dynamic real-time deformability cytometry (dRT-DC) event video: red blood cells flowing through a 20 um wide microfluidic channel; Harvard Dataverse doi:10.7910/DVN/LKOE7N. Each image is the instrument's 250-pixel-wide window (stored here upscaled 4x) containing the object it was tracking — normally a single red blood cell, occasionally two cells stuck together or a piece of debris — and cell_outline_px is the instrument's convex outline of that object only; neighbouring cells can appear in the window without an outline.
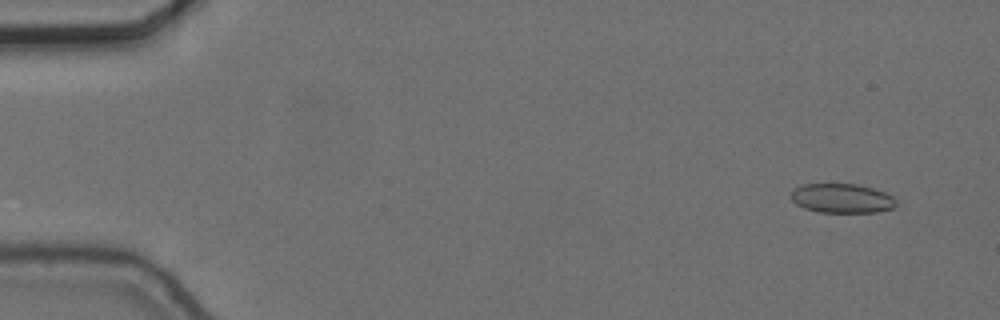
{"species": "common noctule bat (a hibernating species)", "species_latin": "Nyctalus noctula", "temperature_condition": "cold", "stored_images_in_passage": 56, "camera_frame_rate_fps": 3000, "um_per_image_px": 0.085, "animal": {"sex": "female", "body_mass_g": 24.6, "forearm_length_mm": 56.2}, "frame": {"image": 1, "passage_image": 4, "time_ms": 1.0, "image_size_px": [1000, 320], "cell_outline_px": [[896, 204], [892, 208], [876, 212], [820, 212], [804, 208], [796, 204], [788, 196], [792, 188], [804, 184], [856, 184], [872, 188], [884, 192], [892, 196], [896, 200]], "centroid_in_image_um": [71.5, 16.85], "position_along_channel_um": 13.5, "area_um2": 18.03}}
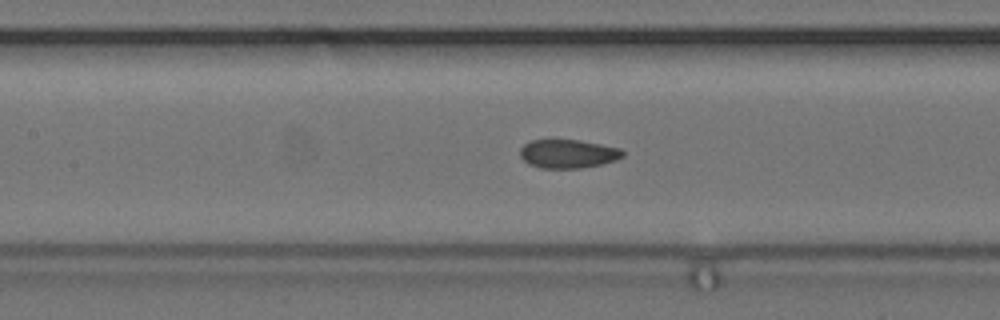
{"frame": {"image": 2, "passage_image": 26, "time_ms": 8.333, "image_size_px": [1000, 320], "cell_outline_px": [[624, 156], [616, 160], [600, 164], [580, 168], [540, 168], [528, 164], [520, 156], [520, 148], [524, 144], [532, 140], [580, 140], [620, 148], [624, 152]], "centroid_in_image_um": [48.27, 13.07], "position_along_channel_um": 159.1, "area_um2": 17.11}}
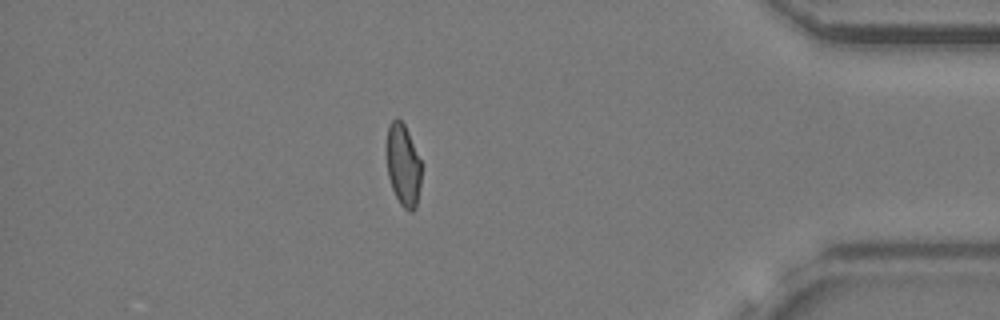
{"frame": {"image": 3, "passage_image": 49, "time_ms": 16.0, "image_size_px": [1000, 320], "cell_outline_px": [[420, 184], [416, 208], [412, 212], [408, 212], [400, 204], [392, 188], [388, 176], [388, 124], [396, 116], [404, 124], [408, 132], [420, 160]], "centroid_in_image_um": [34.28, 14.06], "position_along_channel_um": 400.9, "area_um2": 16.24}, "authors_computed_cell_mechanics": {"area_um2": 17.6868, "velocity_mm_per_s": 3.6575, "shape_relaxation_time_tau1_ms": 11.0553, "shape_relaxation_time_tau2_ms": null, "deformation_change_tau1": 0.16, "deformation_change_tau2": null}}